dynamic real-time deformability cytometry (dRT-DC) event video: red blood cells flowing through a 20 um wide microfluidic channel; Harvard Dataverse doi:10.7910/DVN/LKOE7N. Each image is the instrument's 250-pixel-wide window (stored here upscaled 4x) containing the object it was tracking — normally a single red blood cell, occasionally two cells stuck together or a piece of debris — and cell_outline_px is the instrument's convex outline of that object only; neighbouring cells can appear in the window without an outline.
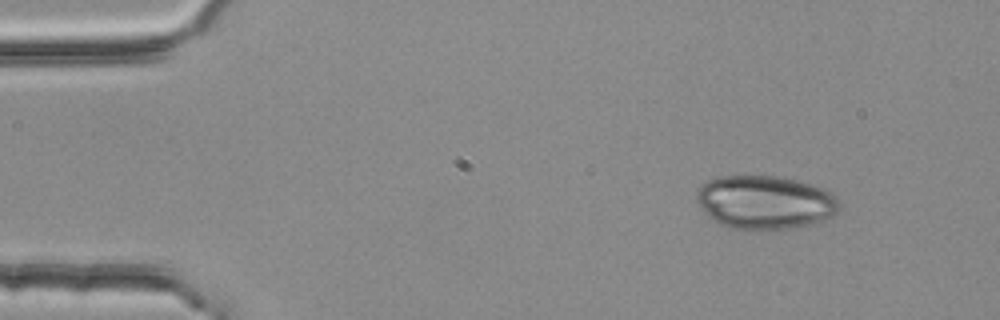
{"species": "common noctule bat (a hibernating species)", "species_latin": "Nyctalus noctula", "temperature_condition": "room temperature", "stored_images_in_passage": 48, "camera_frame_rate_fps": 3000, "um_per_image_px": 0.085, "animal": {"sex": "female", "body_mass_g": 25.1}, "frame": {"image": 1, "passage_image": 1, "time_ms": 0.0, "image_size_px": [1000, 320], "cell_outline_px": [[840, 208], [832, 216], [808, 224], [788, 228], [732, 228], [716, 224], [704, 212], [696, 200], [696, 192], [708, 180], [720, 176], [776, 176], [796, 180], [824, 188], [836, 196], [840, 200]], "centroid_in_image_um": [65.01, 17.18], "position_along_channel_um": 20.0, "area_um2": 44.16}}
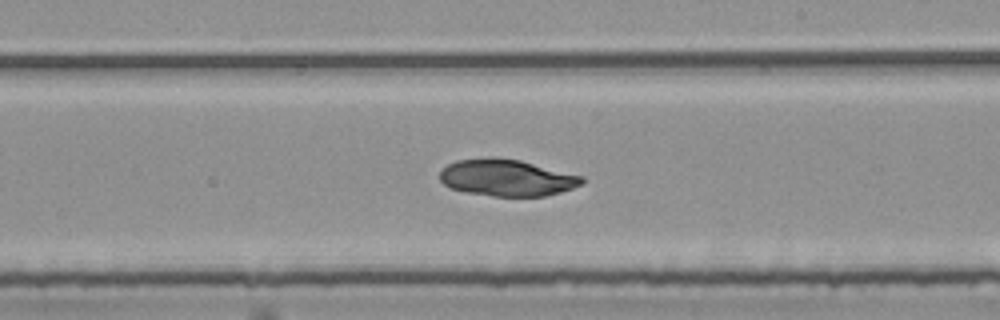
{"frame": {"image": 2, "passage_image": 26, "time_ms": 8.333, "image_size_px": [1000, 320], "cell_outline_px": [[584, 184], [560, 192], [544, 196], [492, 196], [464, 192], [452, 188], [444, 184], [440, 180], [440, 172], [448, 164], [456, 160], [492, 156], [496, 156], [520, 160], [584, 176]], "centroid_in_image_um": [43.09, 15.09], "position_along_channel_um": 245.9, "area_um2": 30.63}}
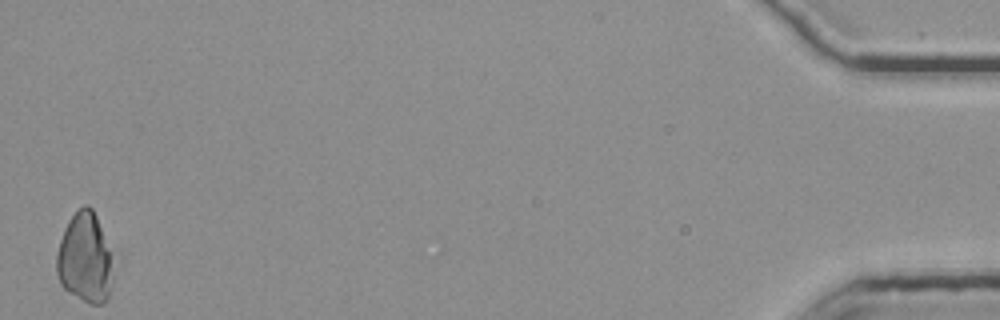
{"frame": {"image": 3, "passage_image": 48, "time_ms": 15.667, "image_size_px": [1000, 320], "cell_outline_px": [[124, 256], [108, 300], [104, 304], [88, 304], [68, 292], [60, 284], [56, 272], [56, 252], [64, 228], [68, 220], [84, 204], [88, 204], [92, 208]], "centroid_in_image_um": [7.45, 21.93], "position_along_channel_um": 427.7, "area_um2": 33.41}}